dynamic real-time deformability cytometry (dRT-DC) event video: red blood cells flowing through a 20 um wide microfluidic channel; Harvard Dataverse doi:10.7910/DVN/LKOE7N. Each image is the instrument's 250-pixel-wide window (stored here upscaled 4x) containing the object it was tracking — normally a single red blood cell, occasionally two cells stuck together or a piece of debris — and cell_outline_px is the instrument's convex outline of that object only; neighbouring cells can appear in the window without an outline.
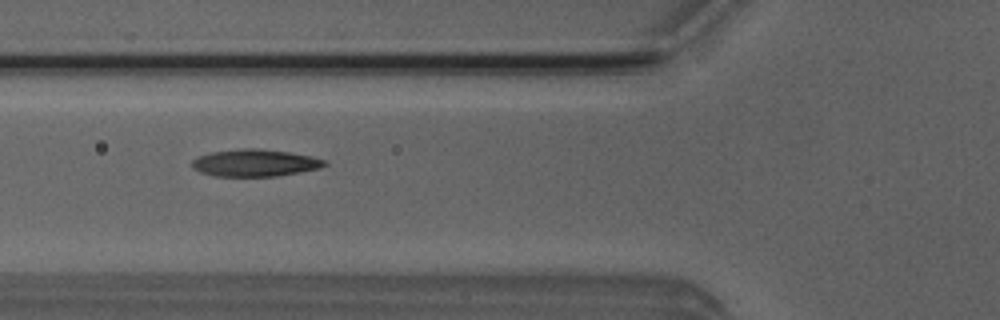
{"species": "Egyptian fruit bat (a non-hibernating species)", "species_latin": "Rousettus aegyptiacus", "temperature_condition": "room temperature", "stored_images_in_passage": 27, "camera_frame_rate_fps": 3000, "um_per_image_px": 0.085, "animal": {"sex": "male"}, "frame": {"image": 1, "passage_image": 9, "time_ms": 2.667, "image_size_px": [1000, 320], "cell_outline_px": [[328, 164], [320, 168], [276, 176], [216, 176], [200, 172], [192, 168], [192, 160], [200, 156], [212, 152], [244, 148], [256, 148], [288, 152], [312, 156], [324, 160]], "centroid_in_image_um": [21.67, 13.84], "position_along_channel_um": 104.1, "area_um2": 20.75}}
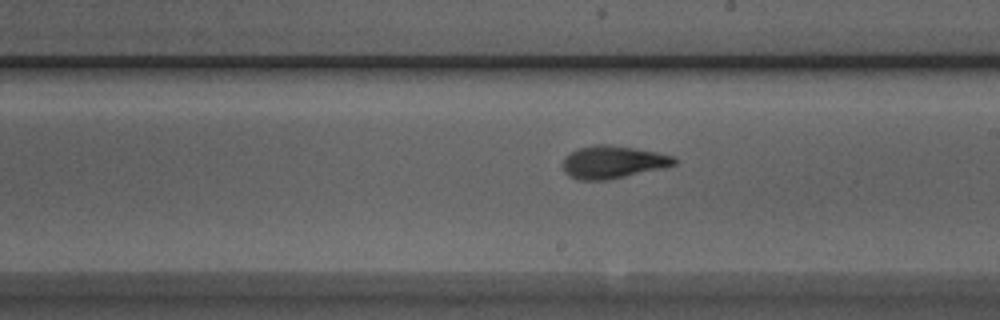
{"frame": {"image": 2, "passage_image": 19, "time_ms": 6.0, "image_size_px": [1000, 320], "cell_outline_px": [[676, 164], [664, 168], [608, 180], [580, 180], [564, 172], [564, 160], [572, 152], [580, 148], [596, 144], [608, 144], [636, 148], [656, 152], [672, 156], [676, 160]], "centroid_in_image_um": [52.14, 13.78], "position_along_channel_um": 236.9, "area_um2": 20.92}}
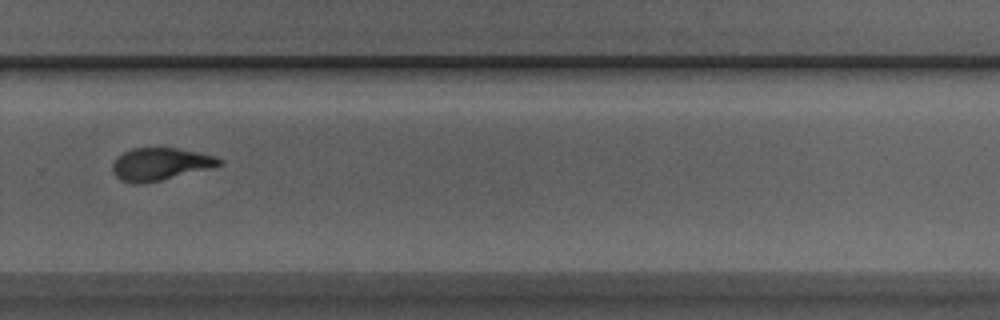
{"frame": {"image": 3, "passage_image": 25, "time_ms": 8.0, "image_size_px": [1000, 320], "cell_outline_px": [[224, 164], [160, 180], [140, 184], [136, 184], [120, 180], [112, 172], [112, 164], [124, 152], [132, 148], [176, 148], [196, 152], [212, 156], [224, 160]], "centroid_in_image_um": [13.59, 13.95], "position_along_channel_um": 316.2, "area_um2": 19.77}}